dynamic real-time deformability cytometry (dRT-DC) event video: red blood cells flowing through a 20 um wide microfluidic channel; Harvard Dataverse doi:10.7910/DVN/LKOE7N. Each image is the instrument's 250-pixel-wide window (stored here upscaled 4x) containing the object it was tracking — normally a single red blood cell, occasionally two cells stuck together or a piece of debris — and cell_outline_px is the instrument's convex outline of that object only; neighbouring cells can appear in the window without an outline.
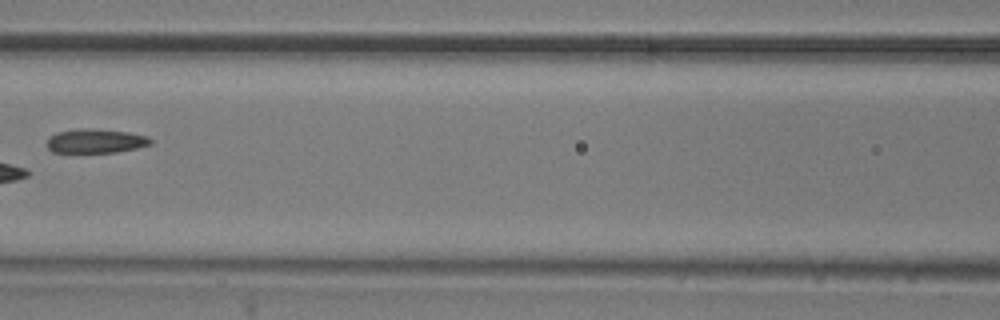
{"species": "common noctule bat (a hibernating species)", "species_latin": "Nyctalus noctula", "temperature_condition": "room temperature", "stored_images_in_passage": 8, "camera_frame_rate_fps": 3000, "um_per_image_px": 0.085, "animal": {"sex": "male", "body_mass_g": 20.5, "forearm_length_mm": 52.5}, "frame": {"image": 1, "passage_image": 8, "time_ms": 2.333, "image_size_px": [1000, 320], "cell_outline_px": [[152, 144], [136, 148], [116, 152], [52, 152], [48, 148], [48, 136], [56, 132], [80, 128], [92, 128], [128, 132], [148, 136], [152, 140]], "centroid_in_image_um": [8.13, 11.97], "position_along_channel_um": 158.5, "area_um2": 14.62}}